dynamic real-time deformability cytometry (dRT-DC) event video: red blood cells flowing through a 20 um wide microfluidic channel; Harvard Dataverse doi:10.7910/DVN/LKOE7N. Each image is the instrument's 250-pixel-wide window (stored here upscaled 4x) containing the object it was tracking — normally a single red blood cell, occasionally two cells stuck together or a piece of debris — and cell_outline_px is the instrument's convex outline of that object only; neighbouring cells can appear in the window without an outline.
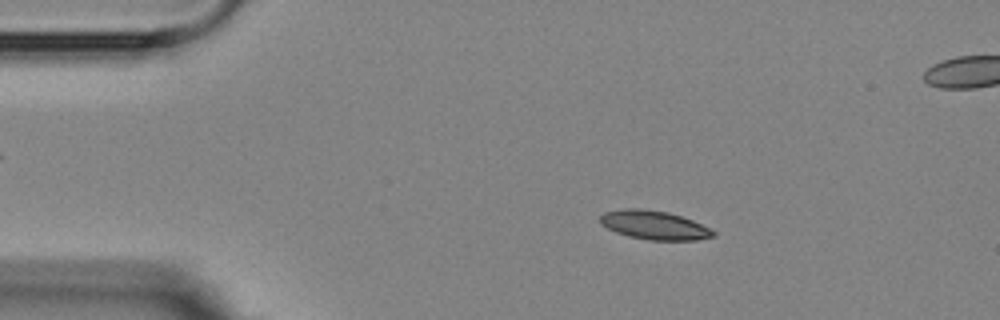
{"species": "Egyptian fruit bat (a non-hibernating species)", "species_latin": "Rousettus aegyptiacus", "temperature_condition": "room temperature", "stored_images_in_passage": 5, "camera_frame_rate_fps": 3000, "um_per_image_px": 0.085, "animal": {"sex": "female"}, "frame": {"image": 1, "passage_image": 2, "time_ms": 1.0, "image_size_px": [1000, 320], "cell_outline_px": [[716, 236], [696, 240], [648, 240], [628, 236], [616, 232], [600, 224], [600, 216], [604, 212], [624, 208], [640, 208], [668, 212], [692, 220], [716, 232]], "centroid_in_image_um": [55.59, 19.13], "position_along_channel_um": 29.4, "area_um2": 18.96}}
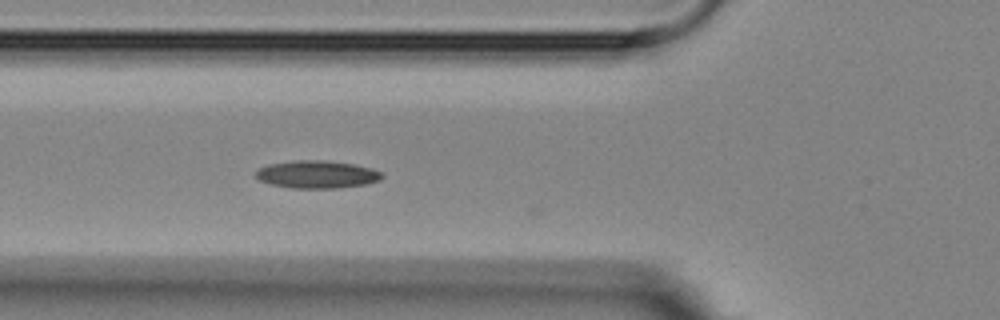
{"frame": {"image": 2, "passage_image": 5, "time_ms": 4.333, "image_size_px": [1000, 320], "cell_outline_px": [[384, 176], [380, 180], [364, 184], [336, 188], [292, 188], [272, 184], [260, 180], [256, 176], [256, 172], [260, 168], [268, 164], [292, 160], [324, 160], [352, 164], [372, 168], [380, 172]], "centroid_in_image_um": [26.94, 14.82], "position_along_channel_um": 98.9, "area_um2": 20.17}}